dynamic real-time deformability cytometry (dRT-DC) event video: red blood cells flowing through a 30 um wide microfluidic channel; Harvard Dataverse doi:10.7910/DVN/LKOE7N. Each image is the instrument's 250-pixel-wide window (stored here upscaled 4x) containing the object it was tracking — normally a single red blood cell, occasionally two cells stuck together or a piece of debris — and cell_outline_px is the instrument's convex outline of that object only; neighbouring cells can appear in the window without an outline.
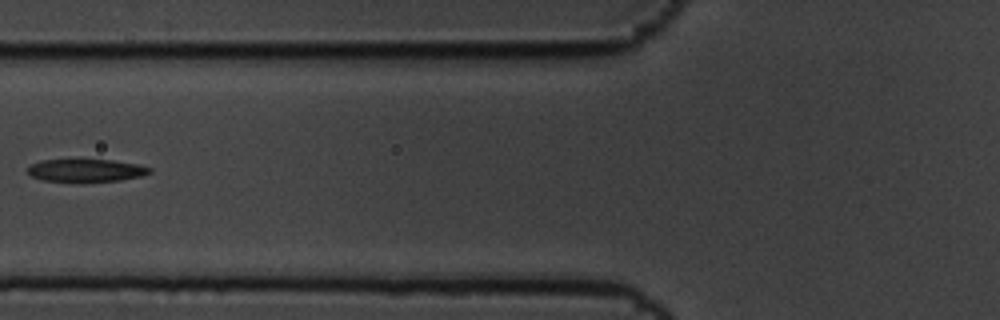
{"species": "common noctule bat (a hibernating species)", "species_latin": "Nyctalus noctula", "temperature_condition": "cold", "stored_images_in_passage": 11, "camera_frame_rate_fps": 3000, "um_per_image_px": 0.085, "animal": {"sex": "male", "body_mass_g": 19.5, "forearm_length_mm": 54.6}, "frame": {"image": 1, "passage_image": 2, "time_ms": 0.333, "image_size_px": [1000, 320], "cell_outline_px": [[152, 172], [140, 176], [120, 180], [80, 184], [76, 184], [40, 180], [32, 176], [28, 172], [28, 164], [40, 160], [72, 156], [80, 156], [112, 160], [136, 164], [152, 168]], "centroid_in_image_um": [7.2, 14.46], "position_along_channel_um": 118.6, "area_um2": 17.98}}
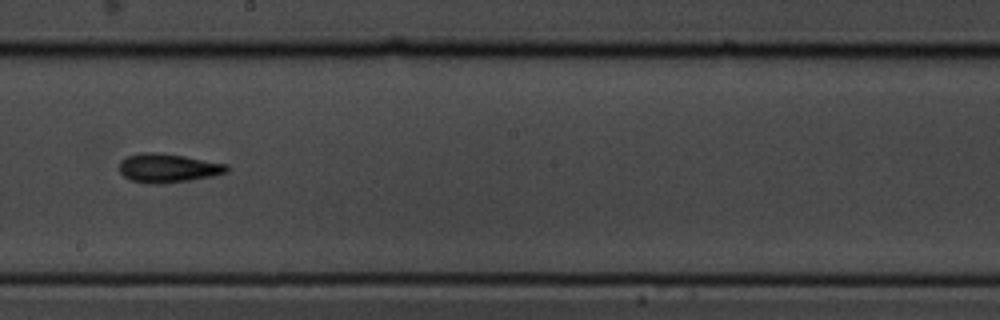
{"frame": {"image": 2, "passage_image": 5, "time_ms": 1.333, "image_size_px": [1000, 320], "cell_outline_px": [[228, 172], [212, 176], [164, 184], [148, 184], [132, 180], [124, 176], [120, 172], [120, 160], [128, 156], [144, 152], [152, 152], [184, 156], [228, 164]], "centroid_in_image_um": [14.28, 14.29], "position_along_channel_um": 233.9, "area_um2": 17.98}}
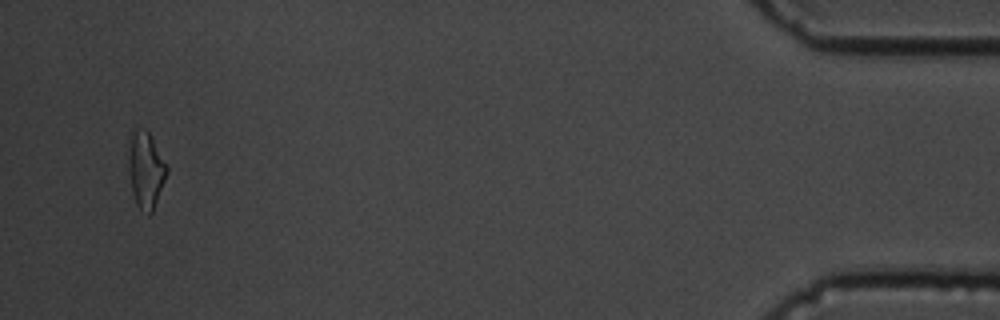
{"frame": {"image": 3, "passage_image": 11, "time_ms": 3.333, "image_size_px": [1000, 320], "cell_outline_px": [[168, 172], [152, 212], [148, 216], [136, 204], [132, 192], [128, 168], [128, 156], [132, 132], [136, 128], [144, 128], [148, 132], [168, 164]], "centroid_in_image_um": [12.4, 14.44], "position_along_channel_um": 422.8, "area_um2": 17.05}}